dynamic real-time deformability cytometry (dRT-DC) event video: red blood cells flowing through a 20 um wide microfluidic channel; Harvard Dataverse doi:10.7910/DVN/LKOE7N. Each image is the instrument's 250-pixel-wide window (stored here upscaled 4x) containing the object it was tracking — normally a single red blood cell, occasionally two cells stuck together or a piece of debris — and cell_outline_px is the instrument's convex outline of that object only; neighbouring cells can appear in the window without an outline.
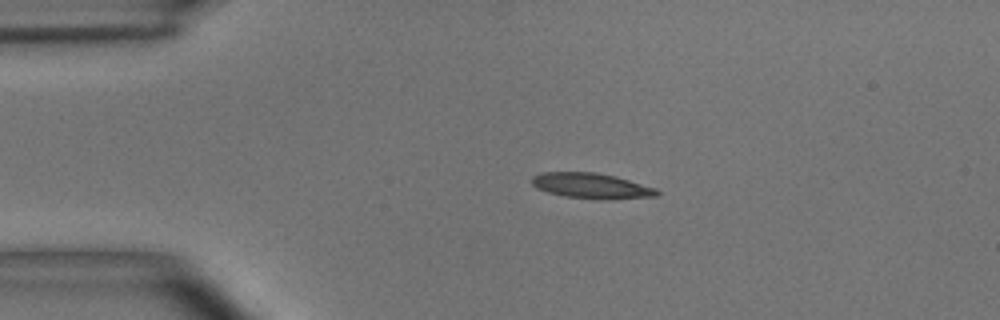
{"species": "common noctule bat (a hibernating species)", "species_latin": "Nyctalus noctula", "temperature_condition": "room temperature", "stored_images_in_passage": 2, "camera_frame_rate_fps": 3000, "um_per_image_px": 0.085, "animal": {"sex": "male", "body_mass_g": 15.6}, "frame": {"image": 1, "passage_image": 1, "time_ms": 0.0, "image_size_px": [1000, 320], "cell_outline_px": [[660, 196], [596, 200], [564, 196], [548, 192], [536, 188], [532, 184], [532, 176], [544, 172], [596, 172], [616, 176], [656, 188], [660, 192]], "centroid_in_image_um": [50.29, 15.8], "position_along_channel_um": 34.7, "area_um2": 18.67}}